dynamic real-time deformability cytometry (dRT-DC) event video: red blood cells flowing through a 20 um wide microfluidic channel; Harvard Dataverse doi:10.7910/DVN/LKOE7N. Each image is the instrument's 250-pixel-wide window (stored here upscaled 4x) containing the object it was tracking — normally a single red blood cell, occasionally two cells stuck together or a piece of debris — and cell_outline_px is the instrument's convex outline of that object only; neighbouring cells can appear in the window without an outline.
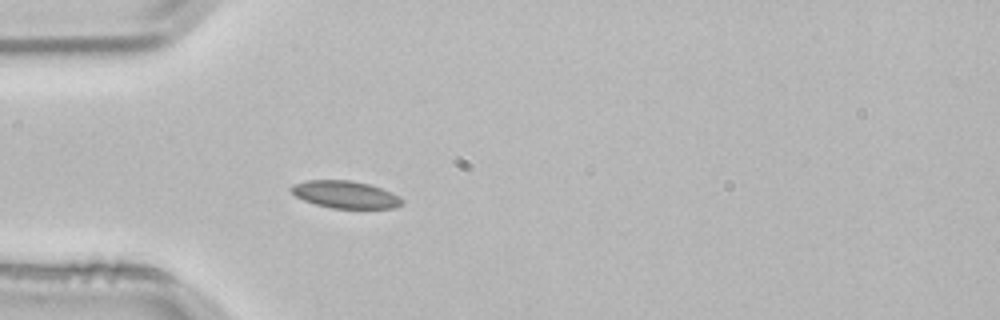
{"species": "common noctule bat (a hibernating species)", "species_latin": "Nyctalus noctula", "temperature_condition": "room temperature", "stored_images_in_passage": 2, "camera_frame_rate_fps": 3000, "um_per_image_px": 0.085, "animal": {"sex": "male", "body_mass_g": 21.5, "forearm_length_mm": 52.0}, "frame": {"image": 1, "passage_image": 2, "time_ms": 0.333, "image_size_px": [1000, 320], "cell_outline_px": [[404, 204], [392, 208], [332, 208], [316, 204], [304, 200], [296, 196], [288, 188], [292, 184], [308, 180], [352, 180], [368, 184], [392, 192], [400, 196], [404, 200]], "centroid_in_image_um": [29.36, 16.53], "position_along_channel_um": 55.6, "area_um2": 17.69}}